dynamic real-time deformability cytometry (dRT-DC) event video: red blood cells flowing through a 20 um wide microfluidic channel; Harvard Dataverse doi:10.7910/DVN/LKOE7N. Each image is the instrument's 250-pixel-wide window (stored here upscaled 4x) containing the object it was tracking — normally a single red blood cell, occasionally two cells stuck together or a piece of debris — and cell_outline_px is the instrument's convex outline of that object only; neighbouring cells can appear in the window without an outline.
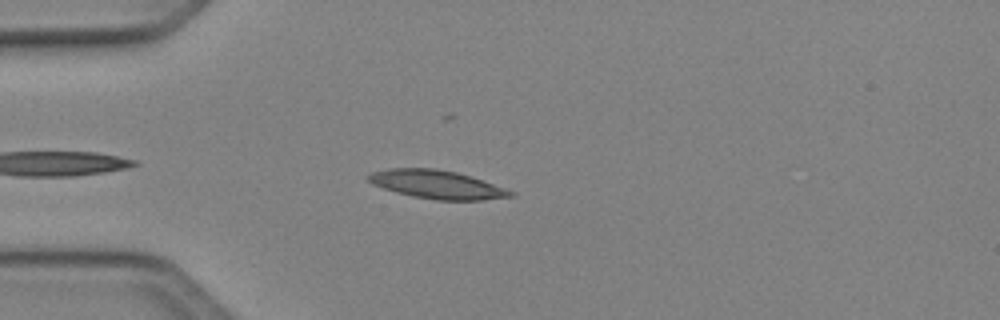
{"species": "Egyptian fruit bat (a non-hibernating species)", "species_latin": "Rousettus aegyptiacus", "temperature_condition": "cold", "stored_images_in_passage": 37, "camera_frame_rate_fps": 3000, "um_per_image_px": 0.085, "animal": {"sex": "female"}, "frame": {"image": 1, "passage_image": 4, "time_ms": 1.0, "image_size_px": [1000, 320], "cell_outline_px": [[516, 196], [480, 200], [436, 200], [412, 196], [396, 192], [372, 184], [364, 176], [372, 172], [388, 168], [432, 168], [456, 172], [516, 192]], "centroid_in_image_um": [37.1, 15.68], "position_along_channel_um": 47.9, "area_um2": 23.35}}
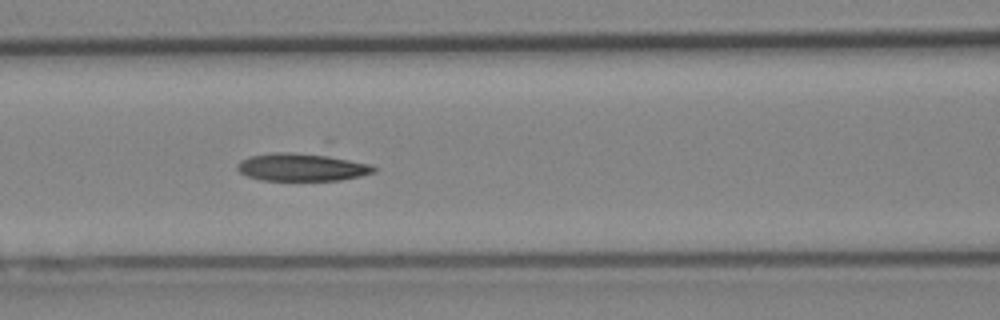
{"frame": {"image": 2, "passage_image": 12, "time_ms": 3.667, "image_size_px": [1000, 320], "cell_outline_px": [[376, 172], [360, 176], [340, 180], [260, 180], [248, 176], [240, 172], [236, 168], [236, 164], [240, 160], [252, 156], [272, 152], [324, 152], [372, 164], [376, 168]], "centroid_in_image_um": [25.74, 14.17], "position_along_channel_um": 140.9, "area_um2": 22.95}}
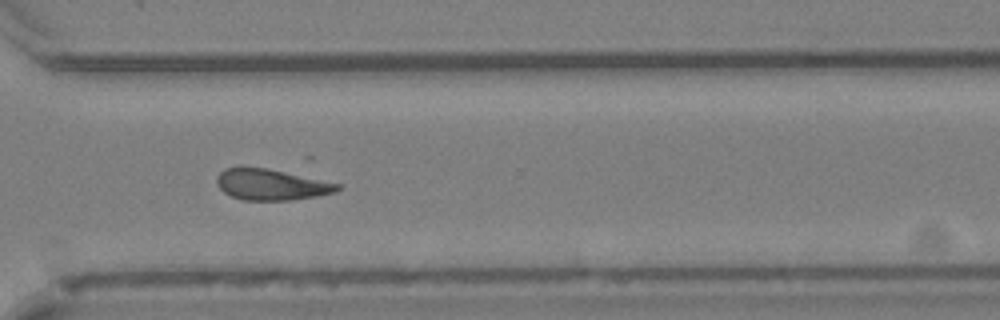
{"frame": {"image": 3, "passage_image": 27, "time_ms": 8.667, "image_size_px": [1000, 320], "cell_outline_px": [[340, 188], [336, 192], [316, 196], [292, 200], [244, 200], [232, 196], [224, 192], [220, 188], [216, 180], [216, 176], [224, 168], [240, 164], [268, 168], [340, 184]], "centroid_in_image_um": [22.99, 15.65], "position_along_channel_um": 347.6, "area_um2": 22.14}}